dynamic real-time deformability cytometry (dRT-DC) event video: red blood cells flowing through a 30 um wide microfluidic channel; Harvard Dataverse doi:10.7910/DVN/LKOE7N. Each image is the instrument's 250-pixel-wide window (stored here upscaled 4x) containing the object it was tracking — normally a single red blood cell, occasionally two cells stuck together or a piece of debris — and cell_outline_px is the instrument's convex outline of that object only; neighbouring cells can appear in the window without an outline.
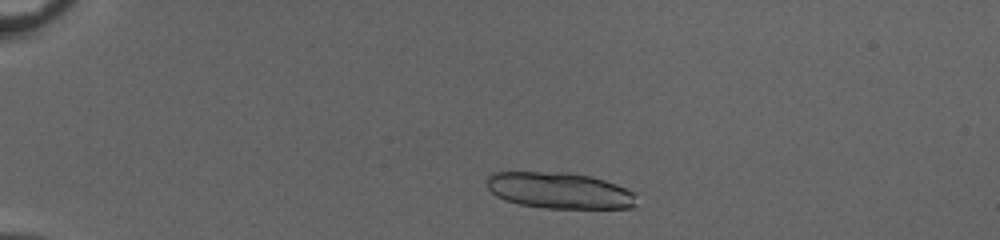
{"species": "common noctule bat (a hibernating species)", "species_latin": "Nyctalus noctula", "temperature_condition": "cold", "stored_images_in_passage": 18, "camera_frame_rate_fps": 3000, "um_per_image_px": 0.085, "animal": {"sex": "female", "body_mass_g": 20.0, "forearm_length_mm": 54.0}, "frame": {"image": 1, "passage_image": 6, "time_ms": 1.667, "image_size_px": [1000, 240], "cell_outline_px": [[636, 204], [632, 208], [544, 208], [520, 204], [504, 200], [496, 196], [488, 188], [484, 180], [492, 172], [568, 172], [592, 176], [616, 184], [636, 192]], "centroid_in_image_um": [47.55, 16.19], "position_along_channel_um": 37.5, "area_um2": 31.96}}